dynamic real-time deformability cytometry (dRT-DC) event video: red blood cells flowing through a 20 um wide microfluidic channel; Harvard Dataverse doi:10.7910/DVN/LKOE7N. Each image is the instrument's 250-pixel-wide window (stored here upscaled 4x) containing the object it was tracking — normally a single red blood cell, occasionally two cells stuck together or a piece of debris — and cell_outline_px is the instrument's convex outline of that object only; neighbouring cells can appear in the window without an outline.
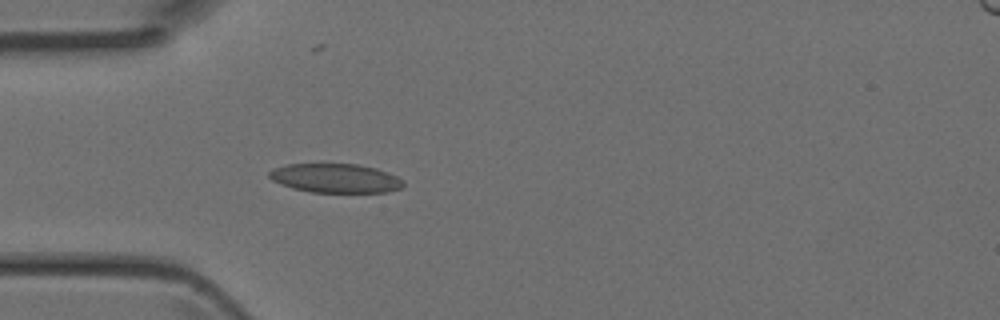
{"species": "Egyptian fruit bat (a non-hibernating species)", "species_latin": "Rousettus aegyptiacus", "temperature_condition": "room temperature", "stored_images_in_passage": 4, "camera_frame_rate_fps": 3000, "um_per_image_px": 0.085, "animal": {"sex": "female"}, "frame": {"image": 1, "passage_image": 4, "time_ms": 1.0, "image_size_px": [1000, 320], "cell_outline_px": [[404, 184], [400, 188], [388, 192], [312, 192], [292, 188], [280, 184], [272, 180], [268, 176], [268, 172], [284, 164], [360, 164], [376, 168], [388, 172], [404, 180]], "centroid_in_image_um": [28.52, 15.14], "position_along_channel_um": 56.5, "area_um2": 22.77}}